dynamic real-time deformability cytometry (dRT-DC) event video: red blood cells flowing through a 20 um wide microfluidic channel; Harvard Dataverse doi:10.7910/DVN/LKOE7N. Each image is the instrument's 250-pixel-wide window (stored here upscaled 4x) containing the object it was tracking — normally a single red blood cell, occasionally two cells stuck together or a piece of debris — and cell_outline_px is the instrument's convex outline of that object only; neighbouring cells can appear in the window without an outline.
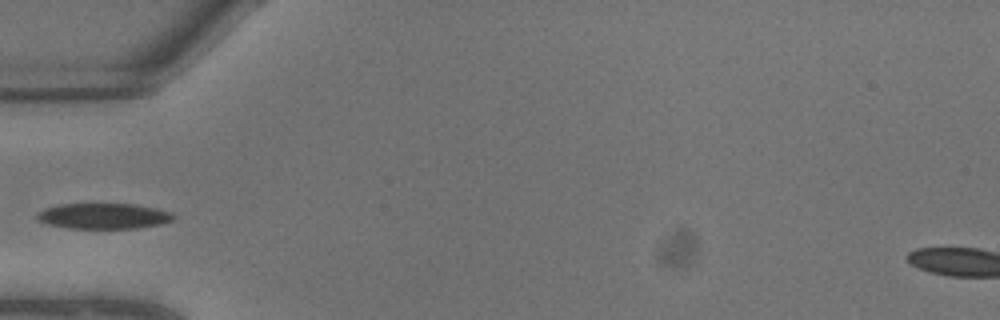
{"species": "common noctule bat (a hibernating species)", "species_latin": "Nyctalus noctula", "temperature_condition": "warm", "stored_images_in_passage": 7, "segment_of_instrument_passage": [2, 2], "camera_frame_rate_fps": 3000, "um_per_image_px": 0.085, "animal": {"sex": "male", "body_mass_g": 13.3}, "frame": {"image": 1, "passage_image": 5, "time_ms": 1.333, "image_size_px": [1000, 320], "cell_outline_px": [[176, 216], [172, 220], [160, 224], [136, 228], [68, 228], [48, 224], [36, 220], [36, 212], [44, 208], [60, 204], [136, 204], [172, 212]], "centroid_in_image_um": [8.77, 18.36], "position_along_channel_um": 76.2, "area_um2": 20.4}}
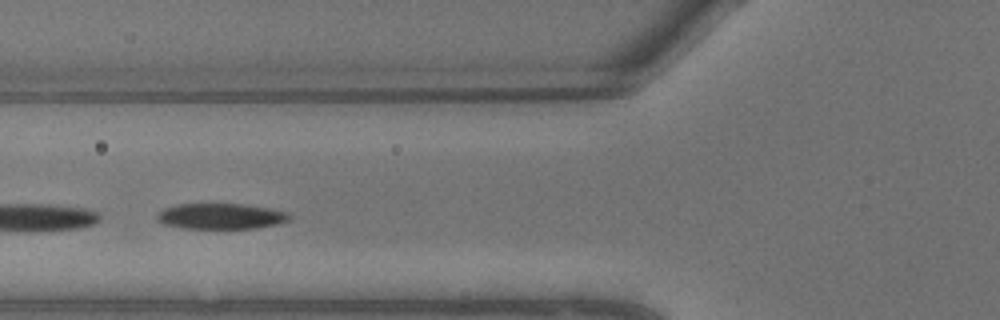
{"frame": {"image": 2, "passage_image": 6, "time_ms": 1.667, "image_size_px": [1000, 320], "cell_outline_px": [[292, 216], [288, 220], [276, 224], [256, 228], [184, 228], [164, 224], [156, 220], [156, 216], [164, 208], [176, 204], [248, 204], [288, 212]], "centroid_in_image_um": [18.77, 18.37], "position_along_channel_um": 107.0, "area_um2": 19.77}}